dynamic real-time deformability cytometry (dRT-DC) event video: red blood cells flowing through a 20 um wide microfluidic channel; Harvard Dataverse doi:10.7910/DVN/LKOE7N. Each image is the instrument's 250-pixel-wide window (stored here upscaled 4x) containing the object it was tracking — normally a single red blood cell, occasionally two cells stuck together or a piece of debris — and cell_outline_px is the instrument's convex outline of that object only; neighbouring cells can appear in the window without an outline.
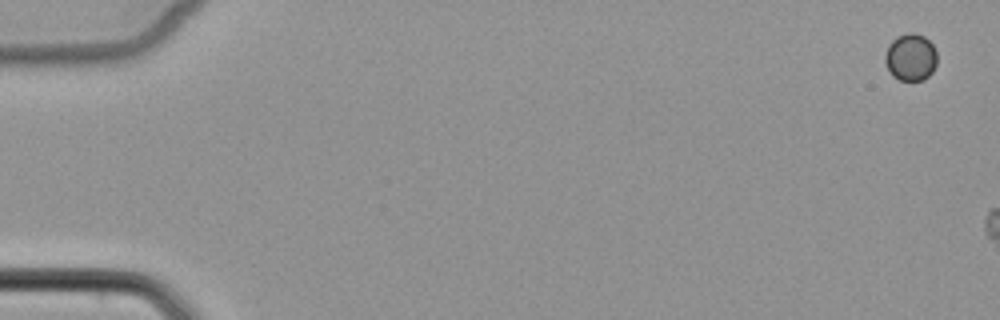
{"species": "common noctule bat (a hibernating species)", "species_latin": "Nyctalus noctula", "temperature_condition": "cold", "stored_images_in_passage": 2, "camera_frame_rate_fps": 3000, "um_per_image_px": 0.085, "animal": {"sex": "female", "body_mass_g": 22.7, "forearm_length_mm": 54.2}, "frame": {"image": 1, "passage_image": 1, "time_ms": 0.0, "image_size_px": [1000, 320], "cell_outline_px": [[936, 64], [932, 72], [924, 80], [900, 80], [892, 76], [884, 60], [884, 56], [888, 44], [896, 36], [908, 32], [912, 32], [924, 36], [932, 44], [936, 52]], "centroid_in_image_um": [77.39, 4.85], "position_along_channel_um": 7.6, "area_um2": 14.39}}